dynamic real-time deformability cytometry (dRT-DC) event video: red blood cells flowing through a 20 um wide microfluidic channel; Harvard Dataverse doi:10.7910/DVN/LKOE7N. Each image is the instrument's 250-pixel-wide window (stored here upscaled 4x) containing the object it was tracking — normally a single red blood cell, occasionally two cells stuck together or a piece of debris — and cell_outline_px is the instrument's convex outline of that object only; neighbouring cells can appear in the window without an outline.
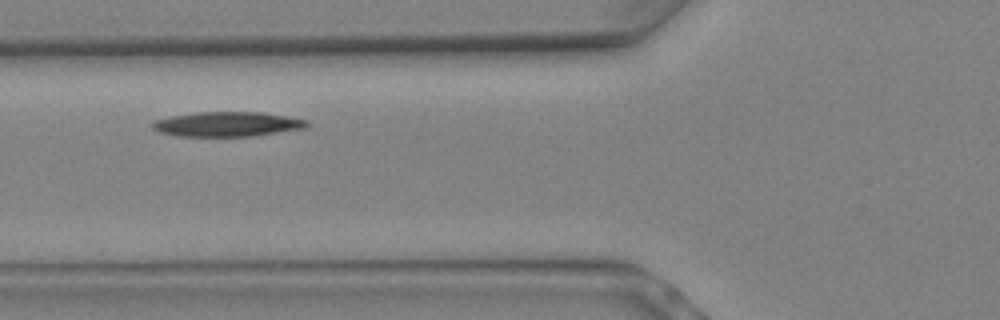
{"species": "Egyptian fruit bat (a non-hibernating species)", "species_latin": "Rousettus aegyptiacus", "temperature_condition": "warm", "stored_images_in_passage": 5, "camera_frame_rate_fps": 3000, "um_per_image_px": 0.085, "animal": {"sex": "female"}, "frame": {"image": 1, "passage_image": 4, "time_ms": 1.0, "image_size_px": [1000, 320], "cell_outline_px": [[308, 124], [304, 128], [252, 136], [176, 136], [160, 132], [152, 128], [148, 124], [156, 120], [172, 116], [200, 112], [264, 112], [308, 120]], "centroid_in_image_um": [19.29, 10.55], "position_along_channel_um": 106.5, "area_um2": 22.14}}